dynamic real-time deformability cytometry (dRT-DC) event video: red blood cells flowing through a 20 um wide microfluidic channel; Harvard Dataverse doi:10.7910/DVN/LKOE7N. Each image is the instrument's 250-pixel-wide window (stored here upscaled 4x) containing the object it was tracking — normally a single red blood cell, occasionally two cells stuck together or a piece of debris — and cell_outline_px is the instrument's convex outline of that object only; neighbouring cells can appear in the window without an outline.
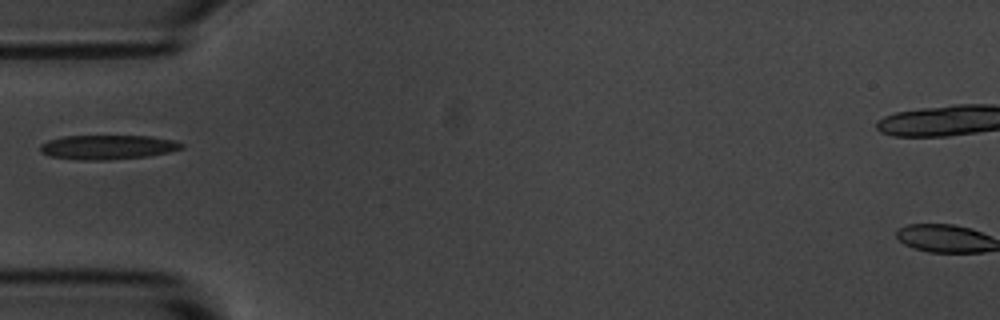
{"species": "common noctule bat (a hibernating species)", "species_latin": "Nyctalus noctula", "temperature_condition": "room temperature", "stored_images_in_passage": 38, "camera_frame_rate_fps": 3000, "um_per_image_px": 0.085, "animal": {"sex": "male", "body_mass_g": 20.1, "forearm_length_mm": 53.5}, "frame": {"image": 1, "passage_image": 1, "time_ms": 0.0, "image_size_px": [1000, 320], "cell_outline_px": [[184, 148], [168, 152], [148, 156], [100, 160], [92, 160], [52, 156], [40, 152], [40, 144], [48, 140], [64, 136], [148, 136], [172, 140], [184, 144]], "centroid_in_image_um": [9.16, 12.49], "position_along_channel_um": 75.8, "area_um2": 19.71}}
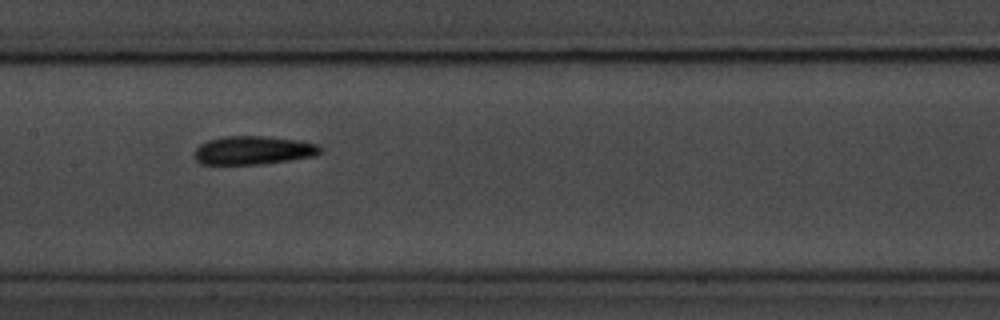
{"frame": {"image": 2, "passage_image": 10, "time_ms": 3.0, "image_size_px": [1000, 320], "cell_outline_px": [[324, 148], [320, 152], [312, 156], [288, 160], [260, 164], [200, 164], [196, 160], [196, 148], [200, 144], [208, 140], [224, 136], [264, 136], [300, 140], [316, 144]], "centroid_in_image_um": [21.53, 12.76], "position_along_channel_um": 185.9, "area_um2": 20.75}}
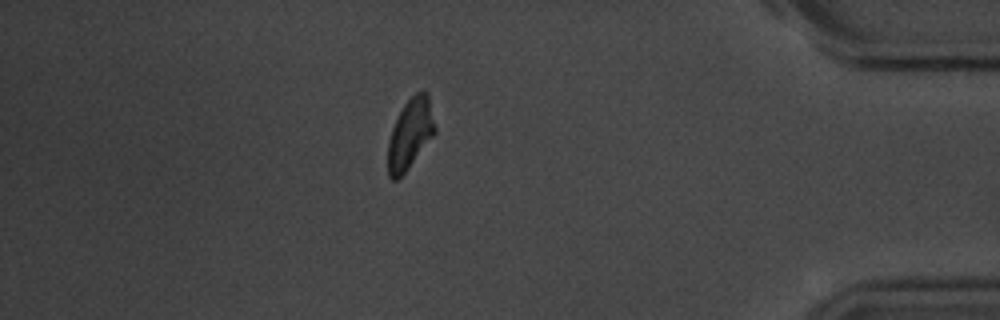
{"frame": {"image": 3, "passage_image": 31, "time_ms": 10.0, "image_size_px": [1000, 320], "cell_outline_px": [[436, 132], [408, 168], [396, 180], [392, 180], [388, 176], [388, 140], [392, 128], [404, 104], [416, 92], [424, 88], [428, 92], [436, 128]], "centroid_in_image_um": [34.88, 11.34], "position_along_channel_um": 400.3, "area_um2": 19.19}}